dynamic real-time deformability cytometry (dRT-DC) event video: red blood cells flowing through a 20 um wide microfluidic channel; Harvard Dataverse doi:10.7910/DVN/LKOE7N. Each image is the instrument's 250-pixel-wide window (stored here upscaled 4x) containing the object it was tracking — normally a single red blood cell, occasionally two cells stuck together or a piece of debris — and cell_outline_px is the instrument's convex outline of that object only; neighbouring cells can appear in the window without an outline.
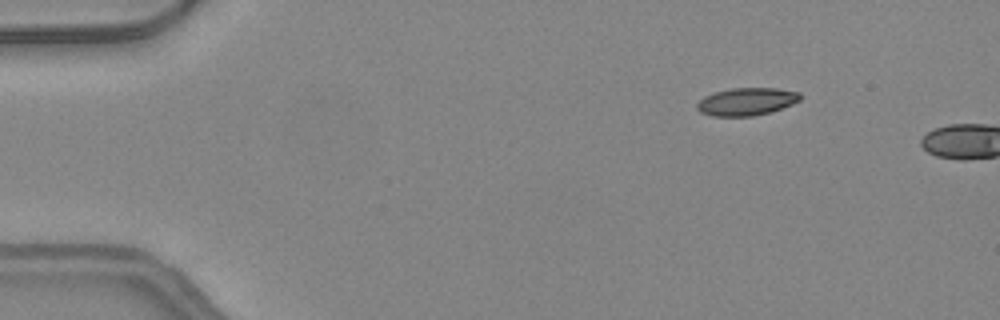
{"species": "common noctule bat (a hibernating species)", "species_latin": "Nyctalus noctula", "temperature_condition": "warm", "stored_images_in_passage": 4, "camera_frame_rate_fps": 3000, "um_per_image_px": 0.085, "animal": {"sex": "female", "body_mass_g": 24.6, "forearm_length_mm": 56.2}, "frame": {"image": 1, "passage_image": 2, "time_ms": 0.333, "image_size_px": [1000, 320], "cell_outline_px": [[800, 100], [792, 104], [772, 112], [752, 116], [712, 116], [700, 112], [696, 108], [696, 104], [704, 96], [716, 92], [732, 88], [776, 88], [800, 92]], "centroid_in_image_um": [63.46, 8.64], "position_along_channel_um": 21.5, "area_um2": 16.65}}